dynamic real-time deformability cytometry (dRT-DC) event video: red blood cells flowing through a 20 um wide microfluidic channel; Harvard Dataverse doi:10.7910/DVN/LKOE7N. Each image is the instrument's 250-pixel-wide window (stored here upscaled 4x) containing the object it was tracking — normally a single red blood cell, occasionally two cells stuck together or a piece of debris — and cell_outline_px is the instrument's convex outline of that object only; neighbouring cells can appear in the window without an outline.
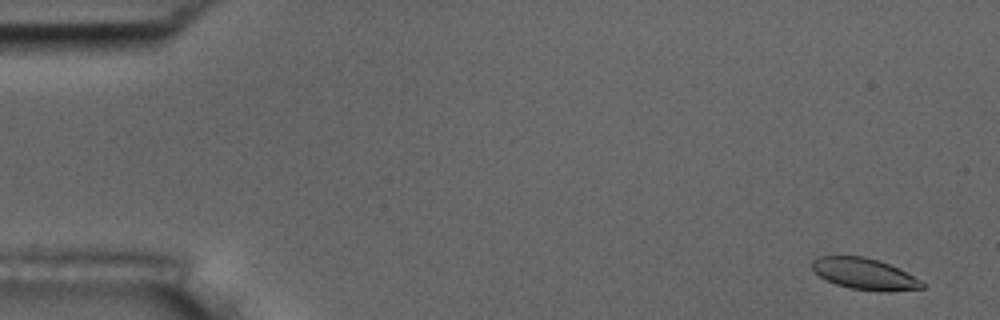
{"species": "common noctule bat (a hibernating species)", "species_latin": "Nyctalus noctula", "temperature_condition": "room temperature", "stored_images_in_passage": 56, "camera_frame_rate_fps": 3000, "um_per_image_px": 0.085, "animal": {"sex": "male", "body_mass_g": 17.5, "forearm_length_mm": 52.3}, "frame": {"image": 1, "passage_image": 2, "time_ms": 0.333, "image_size_px": [1000, 320], "cell_outline_px": [[924, 288], [888, 292], [880, 292], [852, 288], [836, 284], [820, 276], [812, 268], [812, 260], [816, 256], [864, 256], [880, 260], [920, 280], [924, 284]], "centroid_in_image_um": [73.47, 23.28], "position_along_channel_um": 11.5, "area_um2": 19.88}}
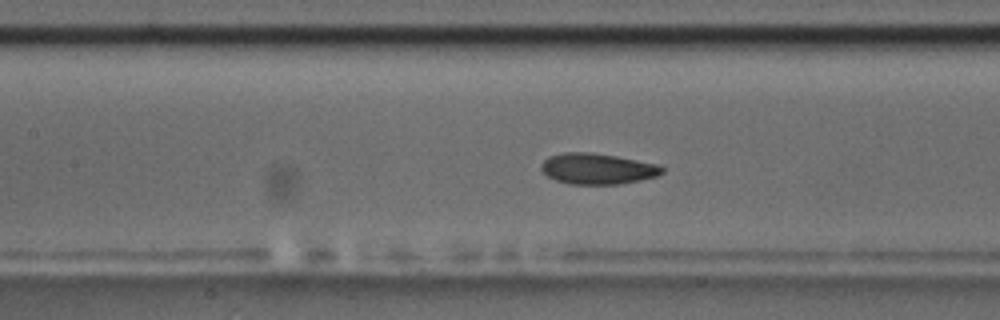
{"frame": {"image": 2, "passage_image": 25, "time_ms": 8.0, "image_size_px": [1000, 320], "cell_outline_px": [[664, 172], [656, 176], [640, 180], [620, 184], [568, 184], [556, 180], [548, 176], [540, 168], [540, 164], [548, 156], [564, 152], [592, 152], [616, 156], [660, 164], [664, 168]], "centroid_in_image_um": [50.79, 14.33], "position_along_channel_um": 156.6, "area_um2": 21.91}}
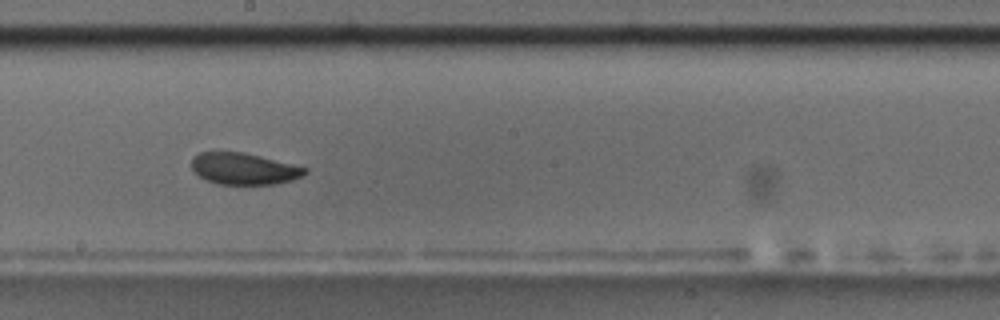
{"frame": {"image": 3, "passage_image": 31, "time_ms": 10.0, "image_size_px": [1000, 320], "cell_outline_px": [[308, 172], [304, 176], [292, 180], [272, 184], [220, 184], [208, 180], [200, 176], [192, 168], [192, 156], [200, 152], [244, 152], [308, 168]], "centroid_in_image_um": [20.75, 14.33], "position_along_channel_um": 227.4, "area_um2": 20.69}, "authors_computed_cell_mechanics": {"area_um2": 21.7328, "velocity_mm_per_s": 3.5761, "shape_relaxation_time_tau1_ms": 3.3562, "shape_relaxation_time_tau2_ms": 2.7269, "deformation_change_tau1": 0.0844, "deformation_change_tau2": 0.0849}}